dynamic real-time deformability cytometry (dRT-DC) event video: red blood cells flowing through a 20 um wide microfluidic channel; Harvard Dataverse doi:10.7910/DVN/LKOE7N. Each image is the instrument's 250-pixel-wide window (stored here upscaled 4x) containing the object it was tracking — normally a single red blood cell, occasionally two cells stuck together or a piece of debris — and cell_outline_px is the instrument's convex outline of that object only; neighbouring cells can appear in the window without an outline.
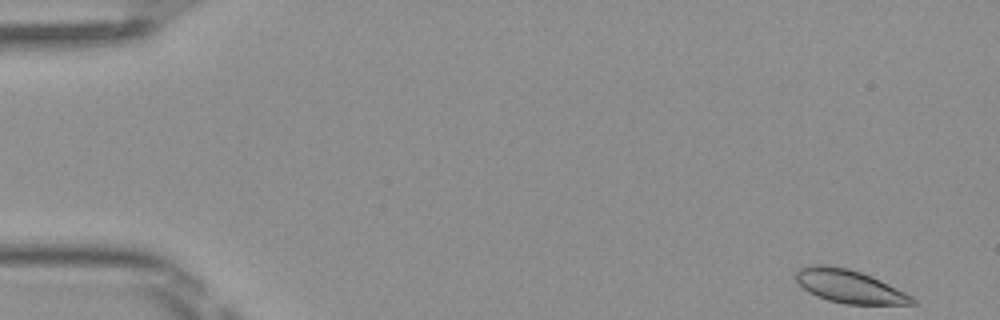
{"species": "Egyptian fruit bat (a non-hibernating species)", "species_latin": "Rousettus aegyptiacus", "temperature_condition": "room temperature", "stored_images_in_passage": 49, "camera_frame_rate_fps": 3000, "um_per_image_px": 0.085, "frame": {"image": 1, "passage_image": 1, "time_ms": 0.0, "image_size_px": [1000, 320], "cell_outline_px": [[916, 304], [844, 304], [828, 300], [816, 296], [808, 292], [796, 280], [796, 272], [800, 268], [808, 264], [828, 264], [848, 268], [860, 272], [904, 292], [912, 296], [916, 300]], "centroid_in_image_um": [72.13, 24.33], "position_along_channel_um": 12.9, "area_um2": 22.25}}
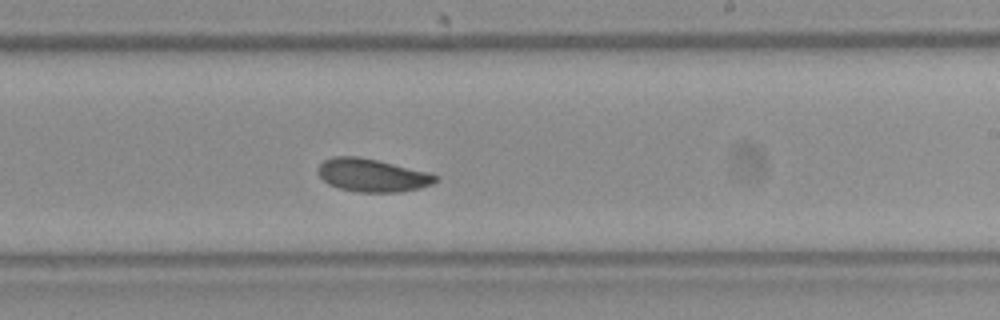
{"frame": {"image": 2, "passage_image": 29, "time_ms": 9.333, "image_size_px": [1000, 320], "cell_outline_px": [[440, 176], [432, 184], [420, 188], [400, 192], [360, 192], [340, 188], [328, 184], [316, 172], [316, 168], [324, 160], [332, 156], [356, 156], [376, 160], [432, 172]], "centroid_in_image_um": [31.65, 14.89], "position_along_channel_um": 257.3, "area_um2": 22.77}}
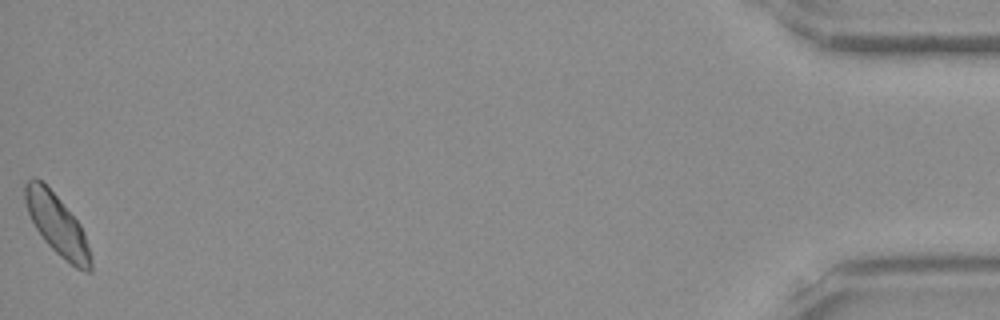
{"frame": {"image": 3, "passage_image": 49, "time_ms": 16.0, "image_size_px": [1000, 320], "cell_outline_px": [[92, 272], [84, 272], [76, 268], [60, 256], [44, 240], [36, 228], [28, 212], [24, 200], [24, 184], [32, 176], [36, 176], [60, 200], [80, 224], [84, 232], [92, 260]], "centroid_in_image_um": [4.86, 19.11], "position_along_channel_um": 430.3, "area_um2": 22.95}, "authors_computed_cell_mechanics": {"area_um2": 22.7154, "velocity_mm_per_s": 4.0194, "shape_relaxation_time_tau1_ms": 2.286, "shape_relaxation_time_tau2_ms": 2.5958, "deformation_change_tau1": 0.0815, "deformation_change_tau2": 0.063}}